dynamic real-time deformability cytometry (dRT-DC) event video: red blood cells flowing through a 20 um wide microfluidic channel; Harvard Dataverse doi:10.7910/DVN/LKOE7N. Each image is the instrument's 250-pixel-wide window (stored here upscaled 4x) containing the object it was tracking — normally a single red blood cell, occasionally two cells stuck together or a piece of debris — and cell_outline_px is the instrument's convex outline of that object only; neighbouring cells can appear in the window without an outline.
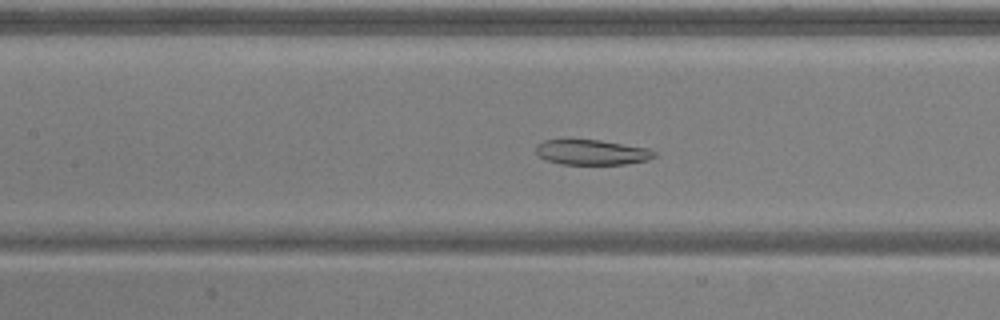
{"species": "common noctule bat (a hibernating species)", "species_latin": "Nyctalus noctula", "temperature_condition": "warm", "stored_images_in_passage": 50, "camera_frame_rate_fps": 3000, "um_per_image_px": 0.085, "animal": {"sex": "male", "body_mass_g": 20.5, "forearm_length_mm": 52.5}, "frame": {"image": 1, "passage_image": 21, "time_ms": 6.667, "image_size_px": [1000, 320], "cell_outline_px": [[656, 156], [648, 160], [624, 164], [560, 164], [548, 160], [540, 156], [536, 152], [536, 144], [544, 140], [600, 140], [648, 148], [656, 152]], "centroid_in_image_um": [50.32, 12.94], "position_along_channel_um": 157.1, "area_um2": 17.22}}
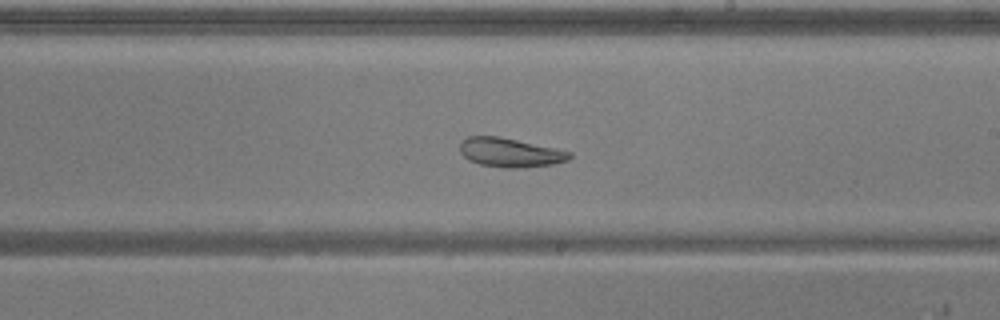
{"frame": {"image": 2, "passage_image": 28, "time_ms": 9.0, "image_size_px": [1000, 320], "cell_outline_px": [[572, 156], [568, 160], [552, 164], [520, 168], [504, 168], [480, 164], [468, 160], [460, 152], [460, 140], [468, 136], [496, 136], [556, 148], [572, 152]], "centroid_in_image_um": [43.34, 12.97], "position_along_channel_um": 245.7, "area_um2": 18.55}}
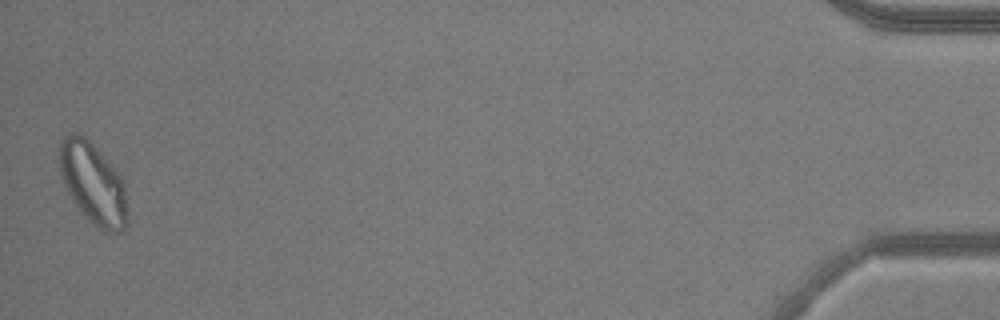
{"frame": {"image": 3, "passage_image": 50, "time_ms": 16.333, "image_size_px": [1000, 320], "cell_outline_px": [[128, 224], [120, 232], [104, 232], [88, 220], [72, 200], [60, 176], [60, 140], [68, 132], [80, 132], [92, 144], [120, 176], [124, 184], [128, 212]], "centroid_in_image_um": [7.91, 15.61], "position_along_channel_um": 427.3, "area_um2": 32.14}, "authors_computed_cell_mechanics": {"area_um2": 26.3568, "velocity_mm_per_s": 3.8079, "shape_relaxation_time_tau1_ms": null, "shape_relaxation_time_tau2_ms": 2.3635, "deformation_change_tau1": null, "deformation_change_tau2": 0.0971}}